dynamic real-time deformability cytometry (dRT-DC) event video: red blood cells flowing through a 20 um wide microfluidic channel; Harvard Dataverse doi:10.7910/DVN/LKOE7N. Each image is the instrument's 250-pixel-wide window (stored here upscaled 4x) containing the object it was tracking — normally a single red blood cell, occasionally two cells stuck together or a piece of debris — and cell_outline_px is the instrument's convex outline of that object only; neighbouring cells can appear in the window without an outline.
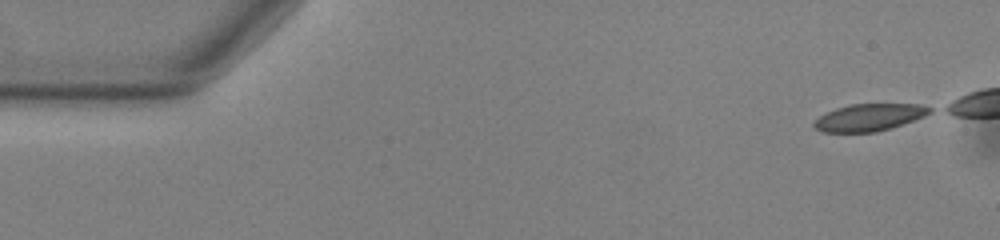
{"species": "common noctule bat (a hibernating species)", "species_latin": "Nyctalus noctula", "temperature_condition": "warm", "stored_images_in_passage": 9, "camera_frame_rate_fps": 3000, "um_per_image_px": 0.085, "animal": {"sex": "male", "body_mass_g": 13.0, "forearm_length_mm": 53.1}, "frame": {"image": 1, "passage_image": 1, "time_ms": 0.0, "image_size_px": [1000, 240], "cell_outline_px": [[932, 112], [924, 116], [876, 132], [824, 132], [816, 128], [812, 124], [820, 116], [836, 108], [852, 104], [920, 104], [932, 108]], "centroid_in_image_um": [73.88, 9.97], "position_along_channel_um": 11.1, "area_um2": 17.92}}